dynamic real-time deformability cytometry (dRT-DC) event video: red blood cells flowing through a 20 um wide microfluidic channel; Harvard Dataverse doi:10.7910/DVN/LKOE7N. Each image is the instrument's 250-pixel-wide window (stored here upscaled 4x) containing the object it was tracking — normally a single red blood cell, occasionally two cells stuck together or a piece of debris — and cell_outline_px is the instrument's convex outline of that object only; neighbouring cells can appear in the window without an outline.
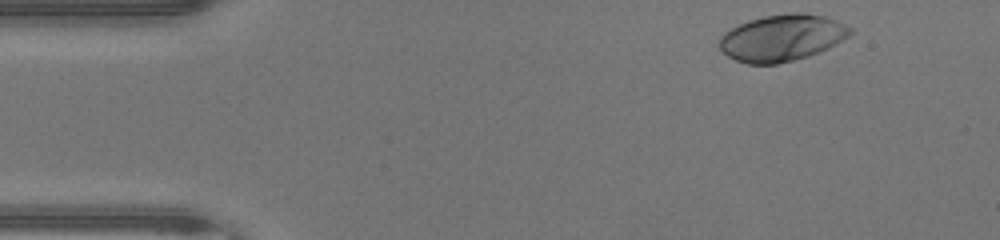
{"species": "human", "species_latin": "Homo sapiens", "temperature_condition": "warm", "stored_images_in_passage": 37, "camera_frame_rate_fps": 3000, "um_per_image_px": 0.085, "donor": {"sex": "male"}, "frame": {"image": 1, "passage_image": 1, "time_ms": 0.0, "image_size_px": [1000, 240], "cell_outline_px": [[852, 32], [848, 36], [836, 44], [828, 48], [808, 56], [776, 64], [748, 64], [736, 60], [728, 56], [720, 48], [720, 36], [724, 32], [748, 20], [764, 16], [792, 12], [804, 12], [824, 16], [836, 20], [852, 28]], "centroid_in_image_um": [66.47, 3.2], "position_along_channel_um": 18.5, "area_um2": 35.37}}
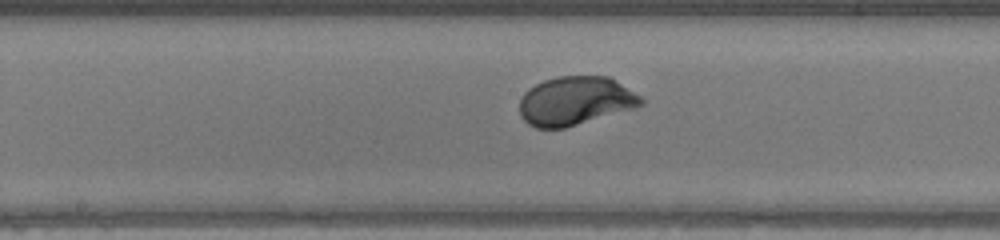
{"frame": {"image": 2, "passage_image": 20, "time_ms": 6.333, "image_size_px": [1000, 240], "cell_outline_px": [[644, 104], [632, 108], [564, 128], [536, 128], [528, 124], [520, 116], [520, 96], [528, 88], [544, 80], [556, 76], [608, 76], [640, 96], [644, 100]], "centroid_in_image_um": [48.84, 8.57], "position_along_channel_um": 199.4, "area_um2": 34.22}}
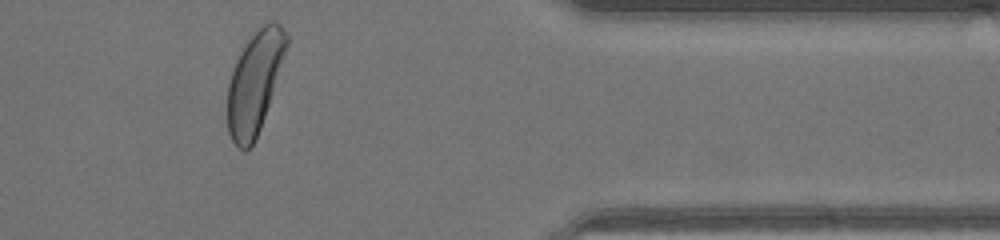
{"frame": {"image": 3, "passage_image": 35, "time_ms": 11.333, "image_size_px": [1000, 240], "cell_outline_px": [[288, 44], [256, 140], [244, 152], [232, 140], [228, 132], [228, 84], [236, 60], [240, 52], [248, 40], [268, 20], [276, 20], [280, 24], [288, 36]], "centroid_in_image_um": [21.64, 6.99], "position_along_channel_um": 389.8, "area_um2": 34.22}, "authors_computed_cell_mechanics": {"area_um2": 34.4488, "velocity_mm_per_s": 4.3189, "shape_relaxation_time_tau1_ms": 1.8915, "shape_relaxation_time_tau2_ms": null, "deformation_change_tau1": 0.1844, "deformation_change_tau2": null}}